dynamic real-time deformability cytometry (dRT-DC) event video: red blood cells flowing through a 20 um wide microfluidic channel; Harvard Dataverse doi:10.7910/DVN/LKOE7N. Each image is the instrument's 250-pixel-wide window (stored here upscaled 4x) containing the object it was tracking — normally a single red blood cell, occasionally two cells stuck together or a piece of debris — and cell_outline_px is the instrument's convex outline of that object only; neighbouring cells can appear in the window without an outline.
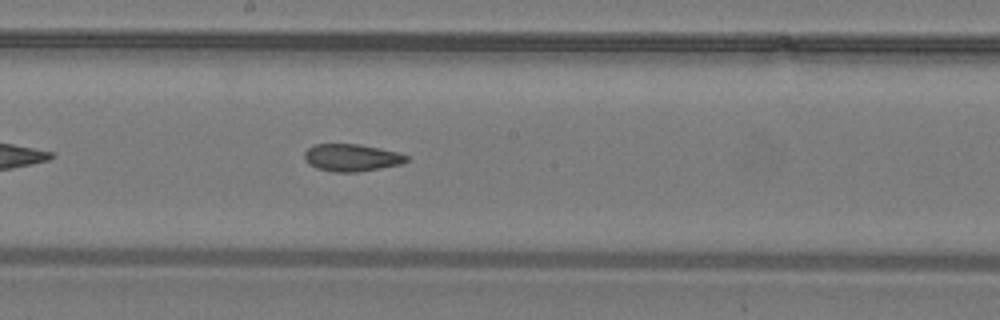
{"species": "common noctule bat (a hibernating species)", "species_latin": "Nyctalus noctula", "temperature_condition": "warm", "stored_images_in_passage": 40, "camera_frame_rate_fps": 3000, "um_per_image_px": 0.085, "animal": {"sex": "male", "body_mass_g": 19.2, "forearm_length_mm": 51.8}, "frame": {"image": 1, "passage_image": 23, "time_ms": 7.333, "image_size_px": [1000, 320], "cell_outline_px": [[408, 160], [400, 164], [380, 168], [356, 172], [332, 172], [316, 168], [308, 164], [304, 160], [304, 152], [308, 148], [316, 144], [356, 144], [380, 148], [396, 152], [408, 156]], "centroid_in_image_um": [29.84, 13.4], "position_along_channel_um": 218.4, "area_um2": 16.18}}